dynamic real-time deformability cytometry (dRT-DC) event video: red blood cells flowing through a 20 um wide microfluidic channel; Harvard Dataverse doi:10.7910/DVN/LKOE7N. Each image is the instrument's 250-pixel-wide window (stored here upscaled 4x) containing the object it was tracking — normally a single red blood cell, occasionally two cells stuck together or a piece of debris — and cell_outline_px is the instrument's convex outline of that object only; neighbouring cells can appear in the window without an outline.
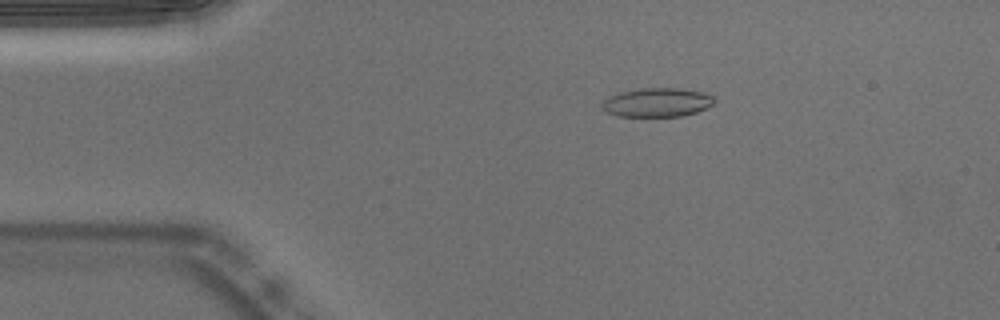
{"species": "Egyptian fruit bat (a non-hibernating species)", "species_latin": "Rousettus aegyptiacus", "temperature_condition": "warm", "stored_images_in_passage": 52, "camera_frame_rate_fps": 3000, "um_per_image_px": 0.085, "animal": {"sex": "male"}, "frame": {"image": 1, "passage_image": 9, "time_ms": 2.667, "image_size_px": [1000, 320], "cell_outline_px": [[716, 100], [712, 104], [696, 112], [680, 116], [616, 116], [604, 112], [600, 108], [600, 104], [604, 100], [620, 92], [640, 88], [680, 88], [704, 92], [712, 96]], "centroid_in_image_um": [55.81, 8.7], "position_along_channel_um": 29.2, "area_um2": 18.96}}
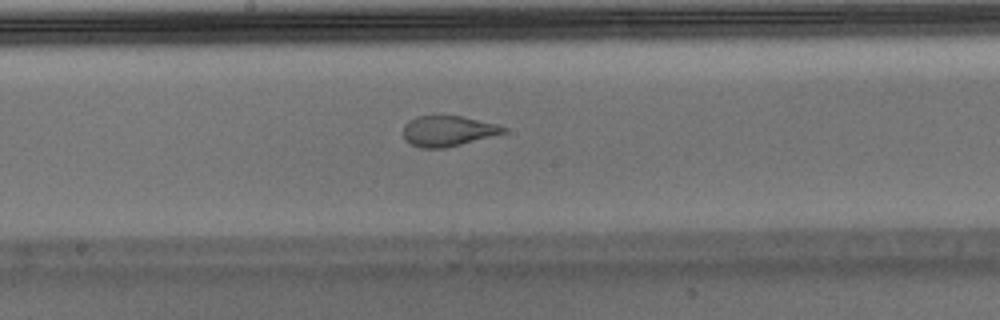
{"frame": {"image": 2, "passage_image": 27, "time_ms": 8.667, "image_size_px": [1000, 320], "cell_outline_px": [[508, 128], [504, 132], [460, 144], [444, 148], [420, 148], [404, 140], [404, 124], [408, 120], [416, 116], [460, 116], [500, 124]], "centroid_in_image_um": [38.04, 11.12], "position_along_channel_um": 210.2, "area_um2": 17.63}}
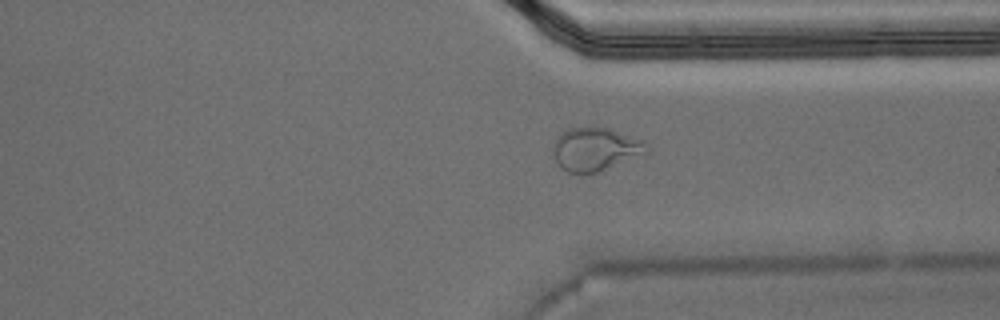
{"frame": {"image": 3, "passage_image": 39, "time_ms": 12.667, "image_size_px": [1000, 320], "cell_outline_px": [[648, 152], [644, 156], [596, 172], [568, 172], [560, 168], [552, 152], [552, 144], [556, 136], [560, 132], [568, 128], [608, 128], [644, 140], [648, 144]], "centroid_in_image_um": [50.62, 12.68], "position_along_channel_um": 360.8, "area_um2": 23.81}, "authors_computed_cell_mechanics": {"area_um2": 19.652, "velocity_mm_per_s": 3.7746, "shape_relaxation_time_tau1_ms": null, "shape_relaxation_time_tau2_ms": 0.9857, "deformation_change_tau1": null, "deformation_change_tau2": 0.0704}}